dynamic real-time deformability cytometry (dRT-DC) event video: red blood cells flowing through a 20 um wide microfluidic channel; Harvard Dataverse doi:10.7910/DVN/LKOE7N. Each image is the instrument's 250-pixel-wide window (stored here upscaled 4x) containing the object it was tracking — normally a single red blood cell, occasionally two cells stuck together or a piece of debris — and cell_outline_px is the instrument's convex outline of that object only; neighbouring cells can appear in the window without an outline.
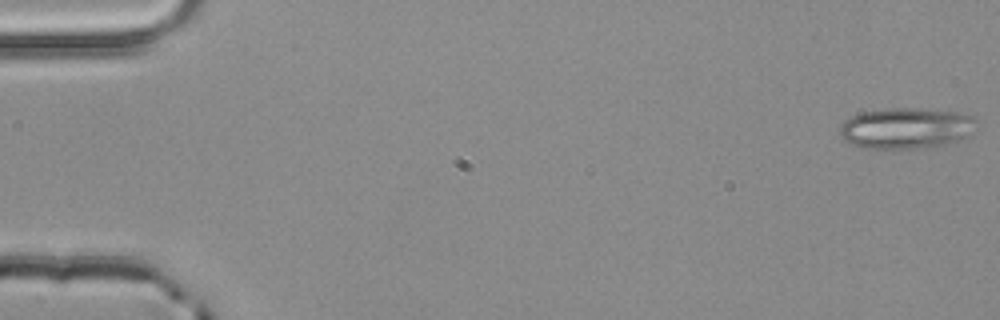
{"species": "common noctule bat (a hibernating species)", "species_latin": "Nyctalus noctula", "temperature_condition": "room temperature", "stored_images_in_passage": 5, "camera_frame_rate_fps": 3000, "um_per_image_px": 0.085, "animal": {"sex": "male", "body_mass_g": 20.4}, "frame": {"image": 1, "passage_image": 1, "time_ms": 0.0, "image_size_px": [1000, 320], "cell_outline_px": [[972, 120], [968, 136], [956, 140], [924, 148], [860, 148], [848, 144], [844, 140], [840, 132], [840, 128], [844, 120], [860, 112], [888, 108], [916, 108], [956, 112], [972, 116]], "centroid_in_image_um": [76.89, 10.89], "position_along_channel_um": 8.1, "area_um2": 32.02}}
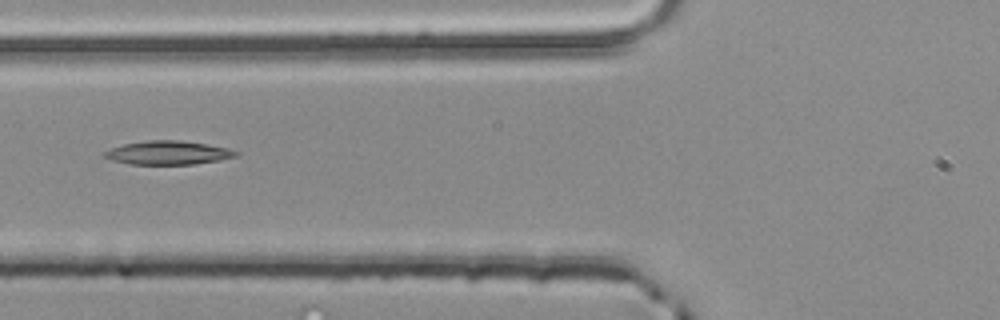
{"frame": {"image": 2, "passage_image": 5, "time_ms": 1.333, "image_size_px": [1000, 320], "cell_outline_px": [[240, 152], [236, 156], [220, 160], [192, 164], [132, 164], [112, 160], [104, 156], [104, 152], [112, 148], [124, 144], [148, 140], [180, 140], [208, 144], [228, 148]], "centroid_in_image_um": [14.32, 12.98], "position_along_channel_um": 111.5, "area_um2": 17.98}}